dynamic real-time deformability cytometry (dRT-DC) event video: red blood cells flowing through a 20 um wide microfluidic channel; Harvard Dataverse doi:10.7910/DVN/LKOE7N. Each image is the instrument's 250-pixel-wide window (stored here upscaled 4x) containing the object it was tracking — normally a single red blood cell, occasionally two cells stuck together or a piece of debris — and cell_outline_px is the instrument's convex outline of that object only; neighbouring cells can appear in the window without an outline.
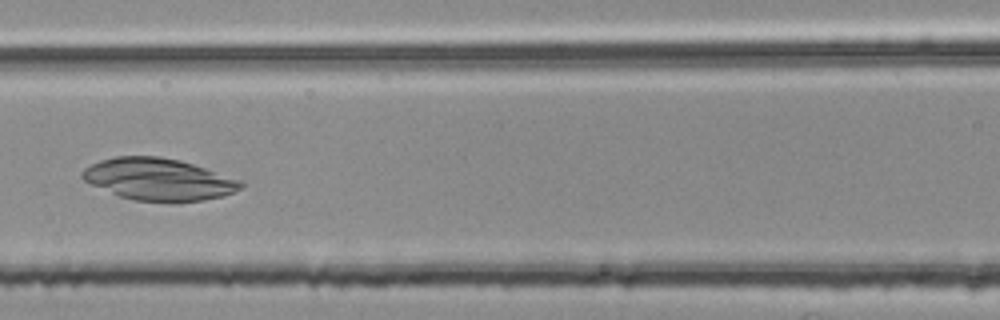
{"species": "common noctule bat (a hibernating species)", "species_latin": "Nyctalus noctula", "temperature_condition": "room temperature", "stored_images_in_passage": 51, "camera_frame_rate_fps": 3000, "um_per_image_px": 0.085, "animal": {"sex": "female", "body_mass_g": 25.1}, "frame": {"image": 1, "passage_image": 24, "time_ms": 7.667, "image_size_px": [1000, 320], "cell_outline_px": [[244, 184], [240, 188], [224, 196], [204, 200], [132, 200], [120, 196], [92, 184], [84, 180], [80, 176], [80, 172], [84, 168], [100, 160], [116, 156], [160, 156], [180, 160], [244, 180]], "centroid_in_image_um": [13.49, 15.21], "position_along_channel_um": 153.1, "area_um2": 38.32}}
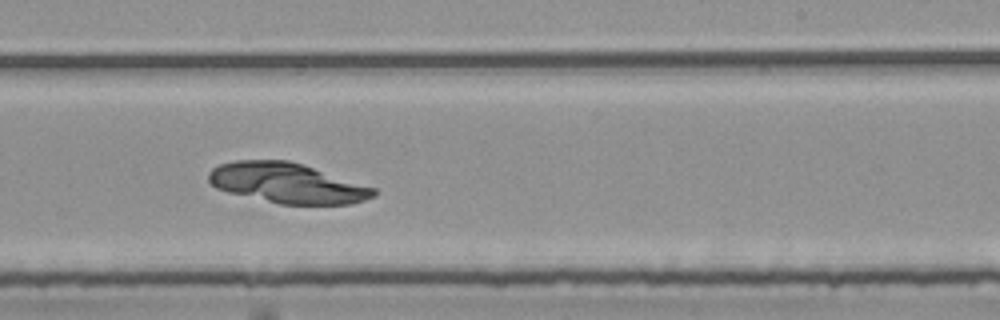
{"frame": {"image": 2, "passage_image": 33, "time_ms": 10.667, "image_size_px": [1000, 320], "cell_outline_px": [[376, 196], [352, 204], [280, 204], [228, 192], [216, 188], [208, 180], [208, 172], [212, 168], [220, 164], [236, 160], [288, 160], [304, 164], [376, 188]], "centroid_in_image_um": [24.42, 15.56], "position_along_channel_um": 264.6, "area_um2": 38.67}}
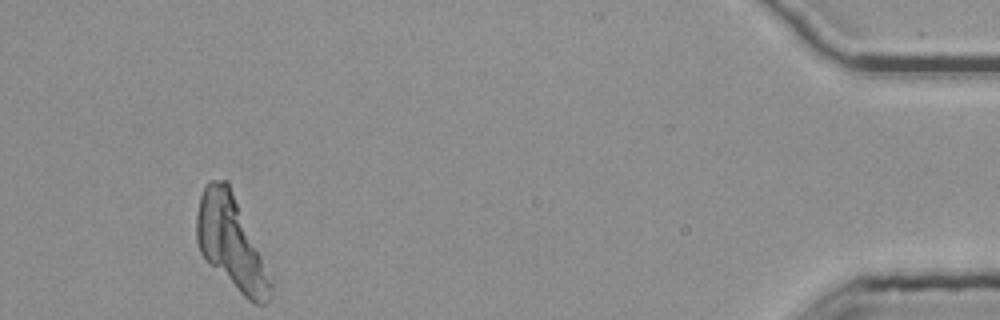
{"frame": {"image": 3, "passage_image": 51, "time_ms": 16.667, "image_size_px": [1000, 320], "cell_outline_px": [[272, 292], [268, 304], [252, 304], [200, 252], [196, 240], [196, 216], [200, 196], [204, 184], [208, 180], [228, 180], [272, 276]], "centroid_in_image_um": [19.68, 20.6], "position_along_channel_um": 415.5, "area_um2": 40.11}}